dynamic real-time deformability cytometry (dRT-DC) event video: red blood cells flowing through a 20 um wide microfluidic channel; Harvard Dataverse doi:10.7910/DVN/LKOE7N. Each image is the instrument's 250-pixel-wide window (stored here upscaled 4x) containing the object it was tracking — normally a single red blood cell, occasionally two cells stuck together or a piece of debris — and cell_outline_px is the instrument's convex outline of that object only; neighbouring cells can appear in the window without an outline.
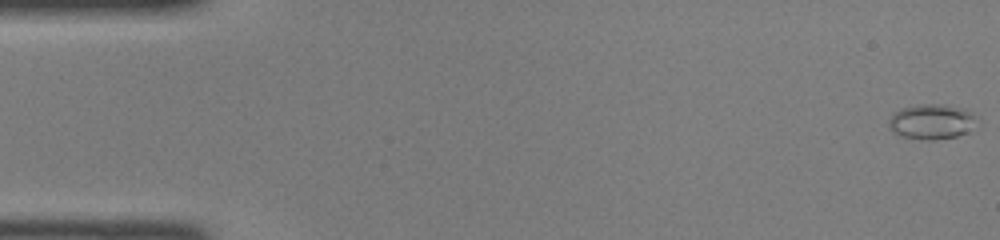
{"species": "common noctule bat (a hibernating species)", "species_latin": "Nyctalus noctula", "temperature_condition": "room temperature", "stored_images_in_passage": 46, "camera_frame_rate_fps": 3000, "um_per_image_px": 0.085, "animal": {"sex": "female", "body_mass_g": 22.0, "forearm_length_mm": 56.7}, "frame": {"image": 1, "passage_image": 1, "time_ms": 0.0, "image_size_px": [1000, 240], "cell_outline_px": [[980, 116], [968, 132], [956, 136], [936, 140], [924, 140], [900, 136], [892, 132], [888, 128], [888, 120], [900, 108], [920, 104], [948, 104], [964, 108]], "centroid_in_image_um": [79.21, 10.33], "position_along_channel_um": 5.8, "area_um2": 18.44}}
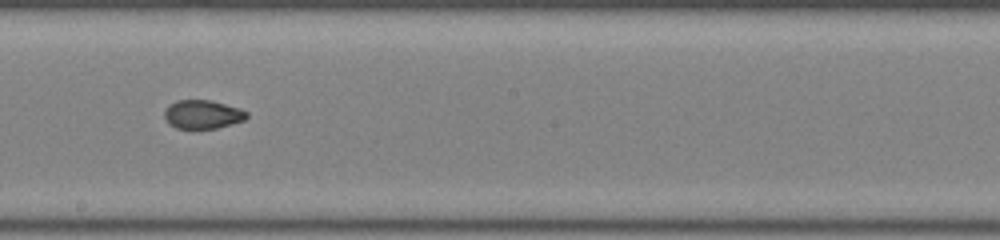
{"frame": {"image": 2, "passage_image": 26, "time_ms": 8.333, "image_size_px": [1000, 240], "cell_outline_px": [[248, 116], [244, 120], [216, 128], [176, 128], [168, 124], [164, 116], [164, 112], [168, 104], [176, 100], [212, 100], [240, 108], [248, 112]], "centroid_in_image_um": [17.2, 9.71], "position_along_channel_um": 231.0, "area_um2": 13.81}}
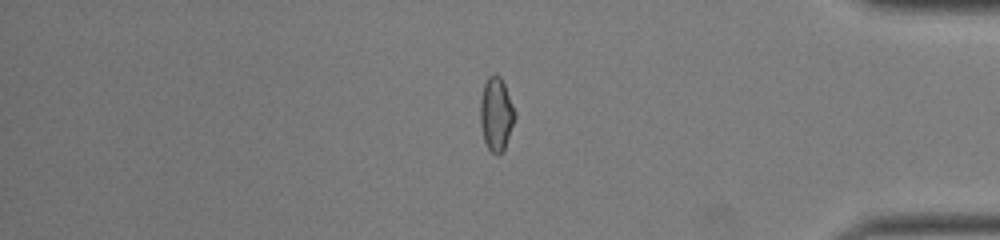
{"frame": {"image": 3, "passage_image": 39, "time_ms": 12.667, "image_size_px": [1000, 240], "cell_outline_px": [[516, 116], [504, 148], [496, 156], [488, 148], [484, 140], [480, 124], [480, 100], [484, 84], [488, 76], [496, 72], [500, 76], [504, 84], [516, 112]], "centroid_in_image_um": [42.16, 9.66], "position_along_channel_um": 393.0, "area_um2": 14.8}}